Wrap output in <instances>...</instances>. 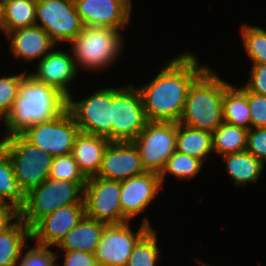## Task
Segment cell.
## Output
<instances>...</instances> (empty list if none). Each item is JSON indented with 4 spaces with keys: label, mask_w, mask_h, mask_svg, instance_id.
<instances>
[{
    "label": "cell",
    "mask_w": 266,
    "mask_h": 266,
    "mask_svg": "<svg viewBox=\"0 0 266 266\" xmlns=\"http://www.w3.org/2000/svg\"><path fill=\"white\" fill-rule=\"evenodd\" d=\"M191 52L171 59L148 84L138 87L148 122H179L188 90L208 68Z\"/></svg>",
    "instance_id": "6da1fadb"
},
{
    "label": "cell",
    "mask_w": 266,
    "mask_h": 266,
    "mask_svg": "<svg viewBox=\"0 0 266 266\" xmlns=\"http://www.w3.org/2000/svg\"><path fill=\"white\" fill-rule=\"evenodd\" d=\"M66 108L67 98L63 94L26 73L13 109L3 122L7 129L3 137L20 134L35 123L51 120Z\"/></svg>",
    "instance_id": "7a4b0ae2"
},
{
    "label": "cell",
    "mask_w": 266,
    "mask_h": 266,
    "mask_svg": "<svg viewBox=\"0 0 266 266\" xmlns=\"http://www.w3.org/2000/svg\"><path fill=\"white\" fill-rule=\"evenodd\" d=\"M224 79L208 67L190 86L178 123L213 133L223 122Z\"/></svg>",
    "instance_id": "3957f363"
},
{
    "label": "cell",
    "mask_w": 266,
    "mask_h": 266,
    "mask_svg": "<svg viewBox=\"0 0 266 266\" xmlns=\"http://www.w3.org/2000/svg\"><path fill=\"white\" fill-rule=\"evenodd\" d=\"M122 37V31L114 28L84 26L69 43L75 66L90 72L112 66L122 53Z\"/></svg>",
    "instance_id": "277c9868"
},
{
    "label": "cell",
    "mask_w": 266,
    "mask_h": 266,
    "mask_svg": "<svg viewBox=\"0 0 266 266\" xmlns=\"http://www.w3.org/2000/svg\"><path fill=\"white\" fill-rule=\"evenodd\" d=\"M86 182H70L48 177L26 194L19 218L31 228L39 219L60 207L84 204L83 188Z\"/></svg>",
    "instance_id": "5b68a950"
},
{
    "label": "cell",
    "mask_w": 266,
    "mask_h": 266,
    "mask_svg": "<svg viewBox=\"0 0 266 266\" xmlns=\"http://www.w3.org/2000/svg\"><path fill=\"white\" fill-rule=\"evenodd\" d=\"M0 145L7 151L16 180L25 194L49 177L53 157L21 134L2 137Z\"/></svg>",
    "instance_id": "8992f818"
},
{
    "label": "cell",
    "mask_w": 266,
    "mask_h": 266,
    "mask_svg": "<svg viewBox=\"0 0 266 266\" xmlns=\"http://www.w3.org/2000/svg\"><path fill=\"white\" fill-rule=\"evenodd\" d=\"M143 99L131 83L112 88V142L134 141L147 123Z\"/></svg>",
    "instance_id": "52a82bcc"
},
{
    "label": "cell",
    "mask_w": 266,
    "mask_h": 266,
    "mask_svg": "<svg viewBox=\"0 0 266 266\" xmlns=\"http://www.w3.org/2000/svg\"><path fill=\"white\" fill-rule=\"evenodd\" d=\"M80 129L66 108L51 120L35 123L20 133L28 142L52 157L72 153V147Z\"/></svg>",
    "instance_id": "ba28073f"
},
{
    "label": "cell",
    "mask_w": 266,
    "mask_h": 266,
    "mask_svg": "<svg viewBox=\"0 0 266 266\" xmlns=\"http://www.w3.org/2000/svg\"><path fill=\"white\" fill-rule=\"evenodd\" d=\"M67 108L80 132L102 136L112 142V88L96 89L86 99H67Z\"/></svg>",
    "instance_id": "9c48e42d"
},
{
    "label": "cell",
    "mask_w": 266,
    "mask_h": 266,
    "mask_svg": "<svg viewBox=\"0 0 266 266\" xmlns=\"http://www.w3.org/2000/svg\"><path fill=\"white\" fill-rule=\"evenodd\" d=\"M177 122H147L133 141L146 171L160 174L176 151Z\"/></svg>",
    "instance_id": "30bf717a"
},
{
    "label": "cell",
    "mask_w": 266,
    "mask_h": 266,
    "mask_svg": "<svg viewBox=\"0 0 266 266\" xmlns=\"http://www.w3.org/2000/svg\"><path fill=\"white\" fill-rule=\"evenodd\" d=\"M120 195L121 181L87 178L83 188L85 215L107 225L129 222L122 215Z\"/></svg>",
    "instance_id": "8fae6325"
},
{
    "label": "cell",
    "mask_w": 266,
    "mask_h": 266,
    "mask_svg": "<svg viewBox=\"0 0 266 266\" xmlns=\"http://www.w3.org/2000/svg\"><path fill=\"white\" fill-rule=\"evenodd\" d=\"M57 45L70 43L83 29L74 0H37L36 23Z\"/></svg>",
    "instance_id": "7c38bea8"
},
{
    "label": "cell",
    "mask_w": 266,
    "mask_h": 266,
    "mask_svg": "<svg viewBox=\"0 0 266 266\" xmlns=\"http://www.w3.org/2000/svg\"><path fill=\"white\" fill-rule=\"evenodd\" d=\"M130 222L106 225L94 253L99 266H126L137 241L150 229L151 224L144 217L137 232Z\"/></svg>",
    "instance_id": "4fadbf2b"
},
{
    "label": "cell",
    "mask_w": 266,
    "mask_h": 266,
    "mask_svg": "<svg viewBox=\"0 0 266 266\" xmlns=\"http://www.w3.org/2000/svg\"><path fill=\"white\" fill-rule=\"evenodd\" d=\"M83 26L122 30L130 22L132 0H74Z\"/></svg>",
    "instance_id": "5bb4252c"
},
{
    "label": "cell",
    "mask_w": 266,
    "mask_h": 266,
    "mask_svg": "<svg viewBox=\"0 0 266 266\" xmlns=\"http://www.w3.org/2000/svg\"><path fill=\"white\" fill-rule=\"evenodd\" d=\"M84 204H72L58 208L39 219L31 228V240L42 247H55L84 217Z\"/></svg>",
    "instance_id": "9a60e30c"
},
{
    "label": "cell",
    "mask_w": 266,
    "mask_h": 266,
    "mask_svg": "<svg viewBox=\"0 0 266 266\" xmlns=\"http://www.w3.org/2000/svg\"><path fill=\"white\" fill-rule=\"evenodd\" d=\"M162 189L160 176L146 171L121 181L120 203L122 215L130 222L150 206Z\"/></svg>",
    "instance_id": "2e32d148"
},
{
    "label": "cell",
    "mask_w": 266,
    "mask_h": 266,
    "mask_svg": "<svg viewBox=\"0 0 266 266\" xmlns=\"http://www.w3.org/2000/svg\"><path fill=\"white\" fill-rule=\"evenodd\" d=\"M146 172L133 141L110 142L105 149L97 177L123 181Z\"/></svg>",
    "instance_id": "e0dca14e"
},
{
    "label": "cell",
    "mask_w": 266,
    "mask_h": 266,
    "mask_svg": "<svg viewBox=\"0 0 266 266\" xmlns=\"http://www.w3.org/2000/svg\"><path fill=\"white\" fill-rule=\"evenodd\" d=\"M53 48L38 61L36 71L28 73L35 80L54 87L67 99L72 97L69 85L77 78L78 69L71 54Z\"/></svg>",
    "instance_id": "ac0fdd59"
},
{
    "label": "cell",
    "mask_w": 266,
    "mask_h": 266,
    "mask_svg": "<svg viewBox=\"0 0 266 266\" xmlns=\"http://www.w3.org/2000/svg\"><path fill=\"white\" fill-rule=\"evenodd\" d=\"M5 36L9 39V48L13 57L18 60L24 59L25 62L41 60L56 46L49 34L38 25L14 30Z\"/></svg>",
    "instance_id": "d6986e66"
},
{
    "label": "cell",
    "mask_w": 266,
    "mask_h": 266,
    "mask_svg": "<svg viewBox=\"0 0 266 266\" xmlns=\"http://www.w3.org/2000/svg\"><path fill=\"white\" fill-rule=\"evenodd\" d=\"M110 141L102 136L80 132L72 147V156L86 178L97 176Z\"/></svg>",
    "instance_id": "ffe728a7"
},
{
    "label": "cell",
    "mask_w": 266,
    "mask_h": 266,
    "mask_svg": "<svg viewBox=\"0 0 266 266\" xmlns=\"http://www.w3.org/2000/svg\"><path fill=\"white\" fill-rule=\"evenodd\" d=\"M107 224L86 215L56 246L60 251H83L94 254Z\"/></svg>",
    "instance_id": "44dd1931"
},
{
    "label": "cell",
    "mask_w": 266,
    "mask_h": 266,
    "mask_svg": "<svg viewBox=\"0 0 266 266\" xmlns=\"http://www.w3.org/2000/svg\"><path fill=\"white\" fill-rule=\"evenodd\" d=\"M36 0H0V30L8 32L36 23Z\"/></svg>",
    "instance_id": "7402d4cb"
},
{
    "label": "cell",
    "mask_w": 266,
    "mask_h": 266,
    "mask_svg": "<svg viewBox=\"0 0 266 266\" xmlns=\"http://www.w3.org/2000/svg\"><path fill=\"white\" fill-rule=\"evenodd\" d=\"M27 240H31L30 228L20 218L0 233V266H17Z\"/></svg>",
    "instance_id": "603a6c76"
},
{
    "label": "cell",
    "mask_w": 266,
    "mask_h": 266,
    "mask_svg": "<svg viewBox=\"0 0 266 266\" xmlns=\"http://www.w3.org/2000/svg\"><path fill=\"white\" fill-rule=\"evenodd\" d=\"M223 120L247 130L251 128L247 89L243 85L237 88L224 80Z\"/></svg>",
    "instance_id": "cb8c5ba5"
},
{
    "label": "cell",
    "mask_w": 266,
    "mask_h": 266,
    "mask_svg": "<svg viewBox=\"0 0 266 266\" xmlns=\"http://www.w3.org/2000/svg\"><path fill=\"white\" fill-rule=\"evenodd\" d=\"M176 151L200 159L203 163L212 155V133L177 123Z\"/></svg>",
    "instance_id": "d4e9b609"
},
{
    "label": "cell",
    "mask_w": 266,
    "mask_h": 266,
    "mask_svg": "<svg viewBox=\"0 0 266 266\" xmlns=\"http://www.w3.org/2000/svg\"><path fill=\"white\" fill-rule=\"evenodd\" d=\"M226 170L236 186L255 183L262 175L264 163L247 151L222 156Z\"/></svg>",
    "instance_id": "484cf974"
},
{
    "label": "cell",
    "mask_w": 266,
    "mask_h": 266,
    "mask_svg": "<svg viewBox=\"0 0 266 266\" xmlns=\"http://www.w3.org/2000/svg\"><path fill=\"white\" fill-rule=\"evenodd\" d=\"M25 201L26 194L16 180L10 157L0 145V202L9 204L19 211Z\"/></svg>",
    "instance_id": "4316f807"
},
{
    "label": "cell",
    "mask_w": 266,
    "mask_h": 266,
    "mask_svg": "<svg viewBox=\"0 0 266 266\" xmlns=\"http://www.w3.org/2000/svg\"><path fill=\"white\" fill-rule=\"evenodd\" d=\"M248 130L223 122L212 133L213 153L225 156L246 151Z\"/></svg>",
    "instance_id": "83f0119b"
},
{
    "label": "cell",
    "mask_w": 266,
    "mask_h": 266,
    "mask_svg": "<svg viewBox=\"0 0 266 266\" xmlns=\"http://www.w3.org/2000/svg\"><path fill=\"white\" fill-rule=\"evenodd\" d=\"M203 165L200 159L175 151L159 174L161 184L163 186L166 174L175 176L179 180H191L201 172Z\"/></svg>",
    "instance_id": "f1b7e54d"
},
{
    "label": "cell",
    "mask_w": 266,
    "mask_h": 266,
    "mask_svg": "<svg viewBox=\"0 0 266 266\" xmlns=\"http://www.w3.org/2000/svg\"><path fill=\"white\" fill-rule=\"evenodd\" d=\"M157 240L156 231L150 228L134 245L126 266H157L161 252Z\"/></svg>",
    "instance_id": "f546056e"
},
{
    "label": "cell",
    "mask_w": 266,
    "mask_h": 266,
    "mask_svg": "<svg viewBox=\"0 0 266 266\" xmlns=\"http://www.w3.org/2000/svg\"><path fill=\"white\" fill-rule=\"evenodd\" d=\"M240 32L244 52L251 64H266V30L260 26L244 24Z\"/></svg>",
    "instance_id": "4dcf8cb0"
},
{
    "label": "cell",
    "mask_w": 266,
    "mask_h": 266,
    "mask_svg": "<svg viewBox=\"0 0 266 266\" xmlns=\"http://www.w3.org/2000/svg\"><path fill=\"white\" fill-rule=\"evenodd\" d=\"M24 73L14 74L12 76L0 77V121L2 123L8 118L11 113L15 100L20 93L21 81Z\"/></svg>",
    "instance_id": "1f68e13d"
},
{
    "label": "cell",
    "mask_w": 266,
    "mask_h": 266,
    "mask_svg": "<svg viewBox=\"0 0 266 266\" xmlns=\"http://www.w3.org/2000/svg\"><path fill=\"white\" fill-rule=\"evenodd\" d=\"M49 177L70 182L87 181L72 154L53 157Z\"/></svg>",
    "instance_id": "d6a6232c"
},
{
    "label": "cell",
    "mask_w": 266,
    "mask_h": 266,
    "mask_svg": "<svg viewBox=\"0 0 266 266\" xmlns=\"http://www.w3.org/2000/svg\"><path fill=\"white\" fill-rule=\"evenodd\" d=\"M26 249L28 250L22 252L21 261L17 266H56L59 257L50 250L51 247L35 245L29 249L27 244Z\"/></svg>",
    "instance_id": "836d02e7"
},
{
    "label": "cell",
    "mask_w": 266,
    "mask_h": 266,
    "mask_svg": "<svg viewBox=\"0 0 266 266\" xmlns=\"http://www.w3.org/2000/svg\"><path fill=\"white\" fill-rule=\"evenodd\" d=\"M251 128H266V96L247 90Z\"/></svg>",
    "instance_id": "e575fe53"
},
{
    "label": "cell",
    "mask_w": 266,
    "mask_h": 266,
    "mask_svg": "<svg viewBox=\"0 0 266 266\" xmlns=\"http://www.w3.org/2000/svg\"><path fill=\"white\" fill-rule=\"evenodd\" d=\"M246 151L266 163V128L248 130Z\"/></svg>",
    "instance_id": "d590c367"
},
{
    "label": "cell",
    "mask_w": 266,
    "mask_h": 266,
    "mask_svg": "<svg viewBox=\"0 0 266 266\" xmlns=\"http://www.w3.org/2000/svg\"><path fill=\"white\" fill-rule=\"evenodd\" d=\"M249 80L243 85L248 91L266 96V64H251Z\"/></svg>",
    "instance_id": "8d00e7d4"
},
{
    "label": "cell",
    "mask_w": 266,
    "mask_h": 266,
    "mask_svg": "<svg viewBox=\"0 0 266 266\" xmlns=\"http://www.w3.org/2000/svg\"><path fill=\"white\" fill-rule=\"evenodd\" d=\"M64 253L62 266H99L94 254L83 251H62ZM56 266H60L56 263Z\"/></svg>",
    "instance_id": "74e56055"
},
{
    "label": "cell",
    "mask_w": 266,
    "mask_h": 266,
    "mask_svg": "<svg viewBox=\"0 0 266 266\" xmlns=\"http://www.w3.org/2000/svg\"><path fill=\"white\" fill-rule=\"evenodd\" d=\"M19 218V211L6 203L0 202V233L9 228Z\"/></svg>",
    "instance_id": "f35d334b"
},
{
    "label": "cell",
    "mask_w": 266,
    "mask_h": 266,
    "mask_svg": "<svg viewBox=\"0 0 266 266\" xmlns=\"http://www.w3.org/2000/svg\"><path fill=\"white\" fill-rule=\"evenodd\" d=\"M196 261L198 262V264H200V266H211V265H209L207 263L202 262L201 260H199L197 258H196Z\"/></svg>",
    "instance_id": "ab89813d"
}]
</instances>
